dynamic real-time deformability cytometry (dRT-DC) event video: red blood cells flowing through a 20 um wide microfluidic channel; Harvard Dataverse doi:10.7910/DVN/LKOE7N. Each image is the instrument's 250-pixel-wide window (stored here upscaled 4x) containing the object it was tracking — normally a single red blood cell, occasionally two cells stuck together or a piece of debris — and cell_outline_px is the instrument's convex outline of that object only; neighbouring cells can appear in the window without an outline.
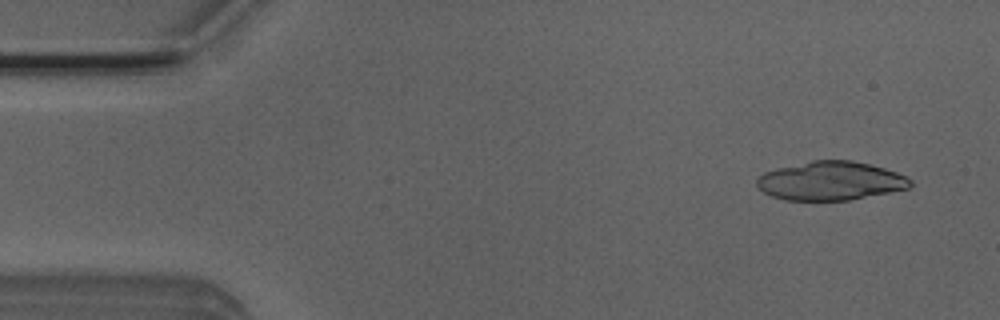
{"species": "Egyptian fruit bat (a non-hibernating species)", "species_latin": "Rousettus aegyptiacus", "temperature_condition": "room temperature", "stored_images_in_passage": 16, "camera_frame_rate_fps": 3000, "um_per_image_px": 0.085, "animal": {"sex": "male"}, "frame": {"image": 1, "passage_image": 3, "time_ms": 0.667, "image_size_px": [1000, 320], "cell_outline_px": [[912, 184], [908, 188], [848, 200], [784, 200], [772, 196], [764, 192], [756, 184], [756, 180], [764, 172], [812, 160], [852, 160], [872, 164], [896, 172], [912, 180]], "centroid_in_image_um": [70.6, 15.37], "position_along_channel_um": 14.4, "area_um2": 34.33}}